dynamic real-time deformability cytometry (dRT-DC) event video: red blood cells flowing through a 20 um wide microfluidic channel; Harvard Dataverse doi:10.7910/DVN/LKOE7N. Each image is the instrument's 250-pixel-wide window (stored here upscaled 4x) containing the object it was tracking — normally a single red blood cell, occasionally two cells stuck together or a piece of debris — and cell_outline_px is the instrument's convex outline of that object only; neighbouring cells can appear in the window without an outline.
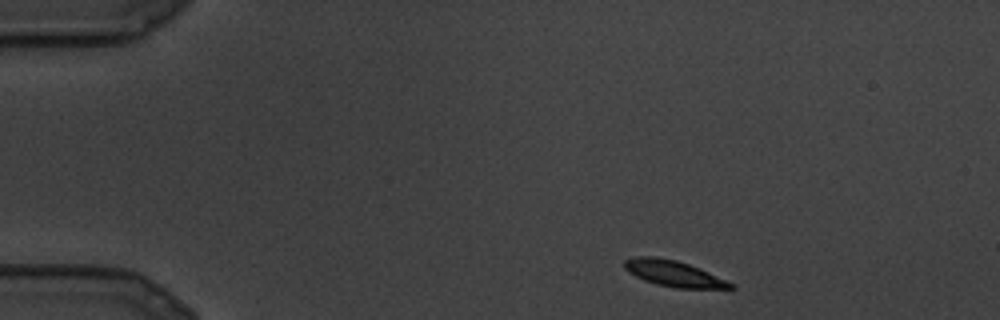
{"species": "common noctule bat (a hibernating species)", "species_latin": "Nyctalus noctula", "temperature_condition": "cold", "stored_images_in_passage": 5, "camera_frame_rate_fps": 3000, "um_per_image_px": 0.085, "animal": {"sex": "male", "body_mass_g": 19.5, "forearm_length_mm": 54.6}, "frame": {"image": 1, "passage_image": 1, "time_ms": 0.0, "image_size_px": [1000, 320], "cell_outline_px": [[736, 288], [732, 292], [676, 288], [656, 284], [644, 280], [628, 272], [624, 268], [624, 260], [632, 256], [652, 256], [676, 260], [688, 264], [708, 272], [736, 284]], "centroid_in_image_um": [57.42, 23.31], "position_along_channel_um": 27.6, "area_um2": 16.88}}